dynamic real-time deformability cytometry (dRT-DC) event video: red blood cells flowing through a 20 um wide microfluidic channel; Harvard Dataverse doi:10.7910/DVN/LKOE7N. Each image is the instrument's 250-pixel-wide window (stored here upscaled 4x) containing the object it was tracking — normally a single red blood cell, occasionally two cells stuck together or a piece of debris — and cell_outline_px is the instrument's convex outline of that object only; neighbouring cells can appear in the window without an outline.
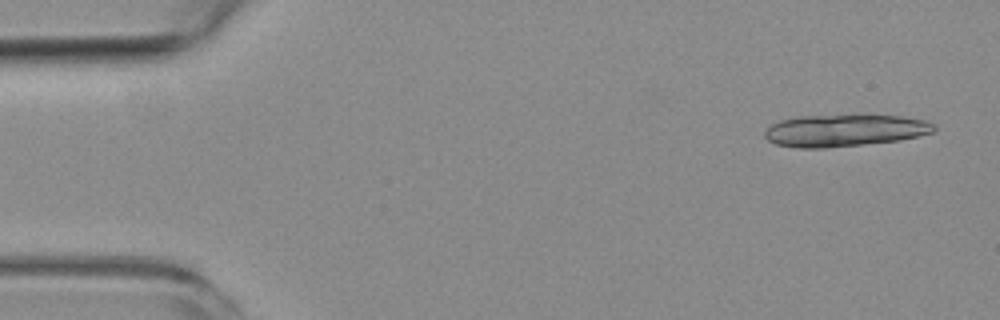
{"species": "common noctule bat (a hibernating species)", "species_latin": "Nyctalus noctula", "temperature_condition": "room temperature", "stored_images_in_passage": 5, "camera_frame_rate_fps": 3000, "um_per_image_px": 0.085, "animal": {"sex": "female", "body_mass_g": 19.3, "forearm_length_mm": 54.1}, "frame": {"image": 1, "passage_image": 1, "time_ms": 0.0, "image_size_px": [1000, 320], "cell_outline_px": [[936, 128], [932, 132], [920, 136], [900, 140], [824, 148], [796, 148], [776, 144], [768, 140], [764, 136], [764, 132], [772, 124], [780, 120], [800, 116], [900, 116], [924, 120], [932, 124]], "centroid_in_image_um": [71.76, 11.1], "position_along_channel_um": 13.2, "area_um2": 31.15}}
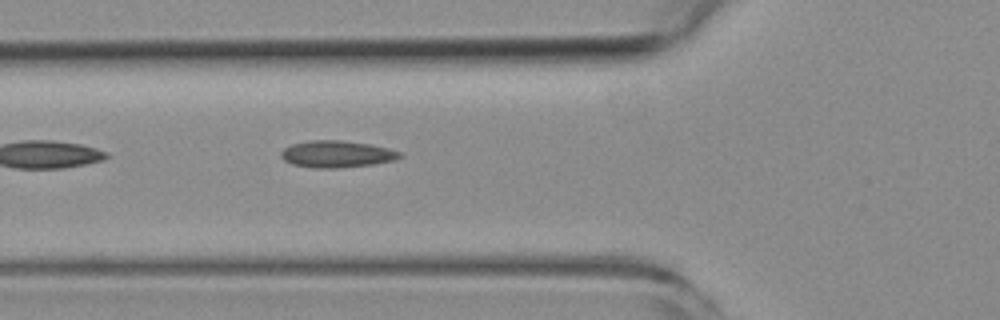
{"frame": {"image": 2, "passage_image": 5, "time_ms": 5.667, "image_size_px": [1000, 320], "cell_outline_px": [[404, 156], [396, 160], [372, 164], [340, 168], [316, 168], [292, 164], [284, 160], [280, 156], [280, 152], [284, 148], [292, 144], [308, 140], [340, 140], [372, 144], [388, 148], [400, 152]], "centroid_in_image_um": [28.63, 13.09], "position_along_channel_um": 97.2, "area_um2": 18.73}}